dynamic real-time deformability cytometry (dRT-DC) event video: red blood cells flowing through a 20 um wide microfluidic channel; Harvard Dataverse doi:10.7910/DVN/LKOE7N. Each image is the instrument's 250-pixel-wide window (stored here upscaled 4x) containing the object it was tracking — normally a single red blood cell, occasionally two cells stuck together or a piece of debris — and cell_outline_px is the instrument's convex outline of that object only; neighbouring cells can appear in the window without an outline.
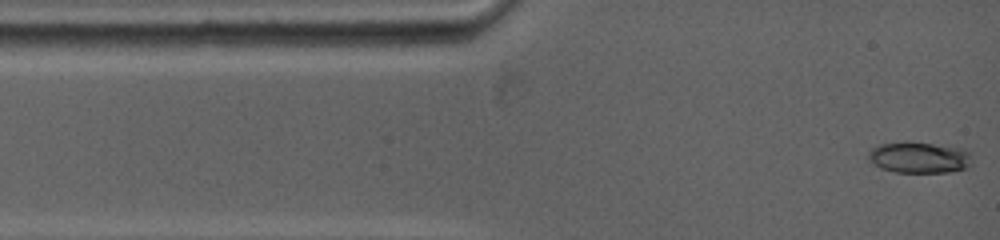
{"species": "common noctule bat (a hibernating species)", "species_latin": "Nyctalus noctula", "temperature_condition": "warm", "stored_images_in_passage": 50, "camera_frame_rate_fps": 5000, "um_per_image_px": 0.085, "animal": {"sex": "female", "body_mass_g": 19.0, "forearm_length_mm": 53.3}, "frame": {"image": 1, "passage_image": 1, "time_ms": 0.0, "image_size_px": [1000, 240], "cell_outline_px": [[972, 164], [968, 168], [952, 172], [896, 172], [880, 168], [872, 164], [868, 156], [868, 152], [872, 148], [880, 144], [904, 140], [908, 140], [964, 148], [968, 152]], "centroid_in_image_um": [78.12, 13.37], "position_along_channel_um": 6.9, "area_um2": 19.31}}
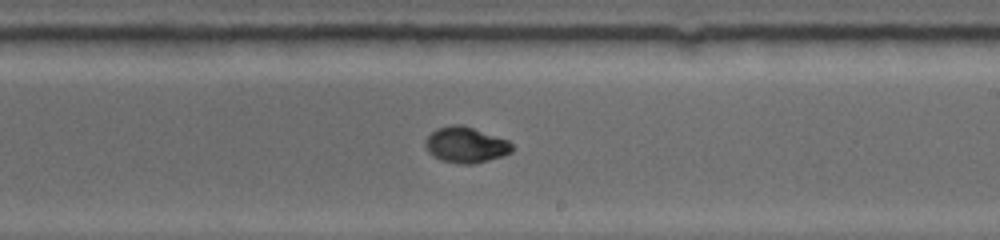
{"frame": {"image": 2, "passage_image": 23, "time_ms": 7.4, "image_size_px": [1000, 240], "cell_outline_px": [[516, 148], [512, 152], [504, 156], [472, 164], [460, 164], [440, 160], [432, 156], [428, 152], [424, 144], [424, 140], [436, 128], [452, 124], [460, 124], [508, 140]], "centroid_in_image_um": [39.59, 12.32], "position_along_channel_um": 249.4, "area_um2": 18.26}}
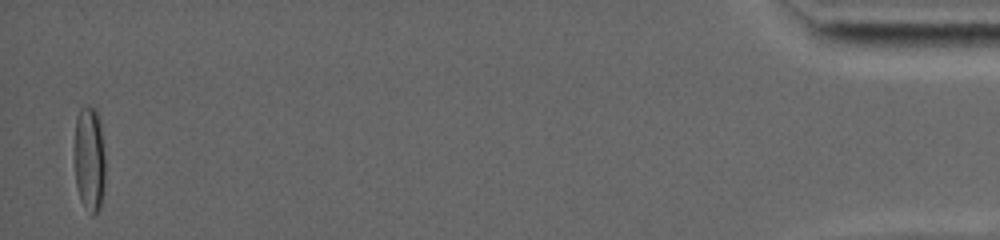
{"frame": {"image": 3, "passage_image": 48, "time_ms": 15.6, "image_size_px": [1000, 240], "cell_outline_px": [[104, 184], [100, 208], [92, 216], [80, 200], [76, 184], [76, 116], [80, 108], [84, 104], [96, 108], [100, 116], [104, 156]], "centroid_in_image_um": [7.62, 13.46], "position_along_channel_um": 427.6, "area_um2": 18.84}}